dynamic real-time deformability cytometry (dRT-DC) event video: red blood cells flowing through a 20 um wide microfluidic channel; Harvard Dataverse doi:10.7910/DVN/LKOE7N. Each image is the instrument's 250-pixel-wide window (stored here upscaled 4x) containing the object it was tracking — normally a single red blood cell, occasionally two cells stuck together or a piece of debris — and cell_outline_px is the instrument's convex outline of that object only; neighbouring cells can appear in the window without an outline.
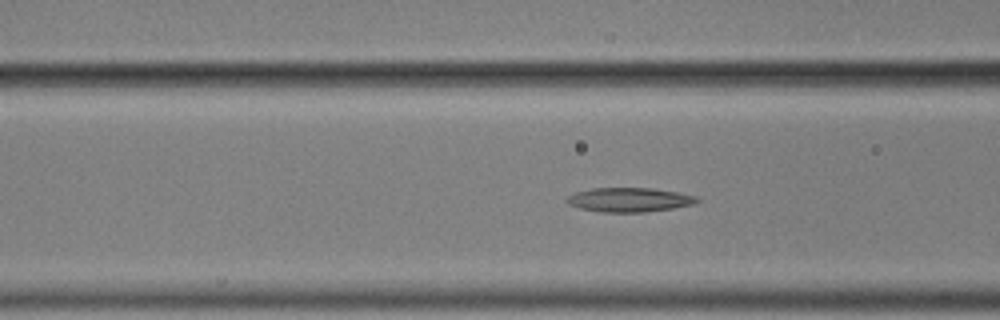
{"species": "common noctule bat (a hibernating species)", "species_latin": "Nyctalus noctula", "temperature_condition": "cold", "stored_images_in_passage": 58, "camera_frame_rate_fps": 3000, "um_per_image_px": 0.085, "animal": {"sex": "male", "body_mass_g": 17.9}, "frame": {"image": 1, "passage_image": 22, "time_ms": 7.0, "image_size_px": [1000, 320], "cell_outline_px": [[700, 200], [692, 204], [672, 208], [644, 212], [600, 212], [580, 208], [568, 204], [564, 200], [568, 196], [576, 192], [592, 188], [652, 188], [676, 192], [696, 196]], "centroid_in_image_um": [53.45, 16.98], "position_along_channel_um": 113.2, "area_um2": 18.26}}
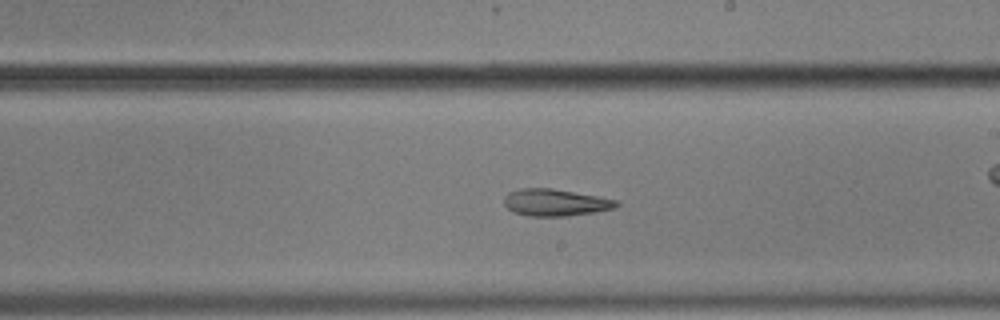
{"frame": {"image": 2, "passage_image": 33, "time_ms": 10.667, "image_size_px": [1000, 320], "cell_outline_px": [[620, 204], [616, 208], [596, 212], [564, 216], [528, 216], [512, 212], [504, 204], [504, 196], [508, 192], [520, 188], [552, 188], [600, 196], [620, 200]], "centroid_in_image_um": [47.24, 17.21], "position_along_channel_um": 241.8, "area_um2": 17.98}}
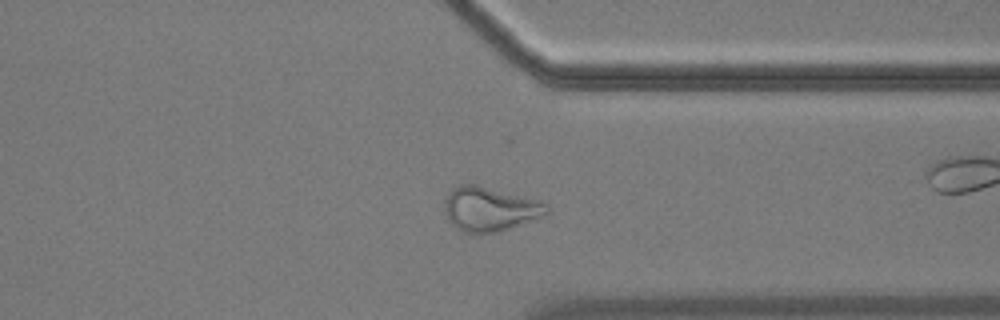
{"frame": {"image": 3, "passage_image": 44, "time_ms": 14.333, "image_size_px": [1000, 320], "cell_outline_px": [[548, 212], [500, 232], [476, 236], [464, 232], [456, 228], [448, 220], [444, 212], [444, 208], [448, 192], [452, 188], [460, 184], [476, 184], [540, 200], [548, 208]], "centroid_in_image_um": [41.55, 17.78], "position_along_channel_um": 369.8, "area_um2": 26.47}}